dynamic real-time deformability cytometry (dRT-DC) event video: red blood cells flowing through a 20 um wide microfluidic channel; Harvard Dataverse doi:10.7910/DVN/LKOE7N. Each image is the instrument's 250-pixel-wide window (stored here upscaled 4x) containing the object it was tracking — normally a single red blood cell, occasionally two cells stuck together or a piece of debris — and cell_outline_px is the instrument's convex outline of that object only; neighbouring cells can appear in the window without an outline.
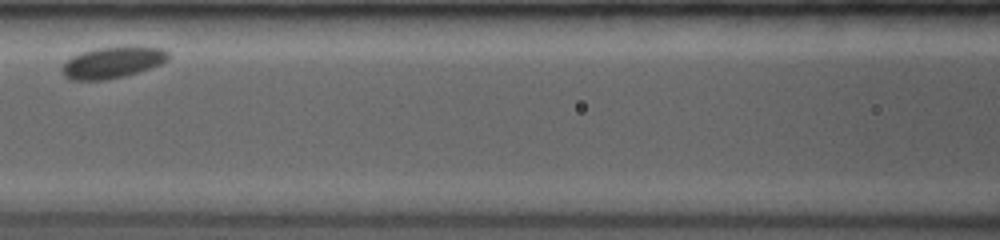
{"species": "common noctule bat (a hibernating species)", "species_latin": "Nyctalus noctula", "temperature_condition": "room temperature", "stored_images_in_passage": 18, "camera_frame_rate_fps": 3500, "um_per_image_px": 0.085, "animal": {"sex": "female", "body_mass_g": 19.0, "forearm_length_mm": 53.3}, "frame": {"image": 1, "passage_image": 6, "time_ms": 2.857, "image_size_px": [1000, 240], "cell_outline_px": [[168, 60], [160, 64], [124, 76], [104, 80], [72, 80], [64, 76], [60, 68], [72, 56], [96, 48], [124, 44], [128, 44], [160, 48], [168, 52]], "centroid_in_image_um": [9.57, 5.27], "position_along_channel_um": 157.0, "area_um2": 19.65}}
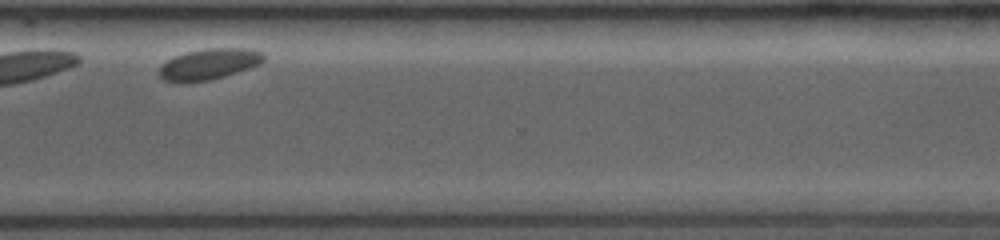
{"frame": {"image": 2, "passage_image": 16, "time_ms": 8.286, "image_size_px": [1000, 240], "cell_outline_px": [[264, 60], [260, 64], [224, 76], [208, 80], [176, 84], [164, 80], [160, 76], [160, 68], [168, 60], [184, 52], [208, 48], [248, 48], [264, 52]], "centroid_in_image_um": [17.77, 5.45], "position_along_channel_um": 352.8, "area_um2": 18.84}}